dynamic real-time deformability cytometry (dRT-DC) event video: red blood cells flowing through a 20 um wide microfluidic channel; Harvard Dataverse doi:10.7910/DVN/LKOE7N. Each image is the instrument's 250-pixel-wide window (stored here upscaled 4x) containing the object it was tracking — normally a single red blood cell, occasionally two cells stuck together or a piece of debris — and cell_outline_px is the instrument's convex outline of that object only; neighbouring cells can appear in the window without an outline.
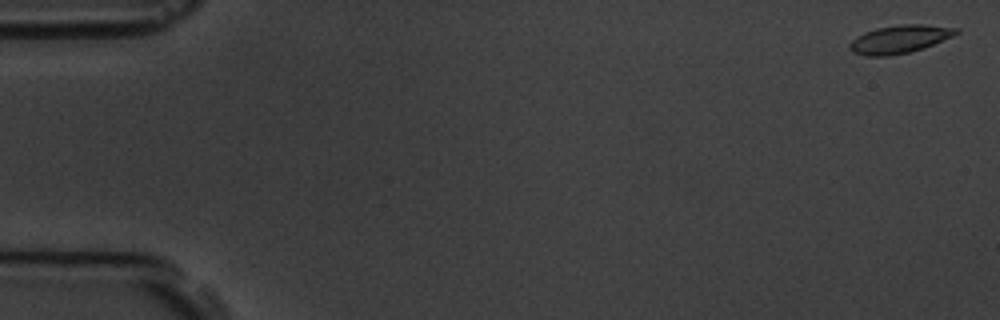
{"species": "common noctule bat (a hibernating species)", "species_latin": "Nyctalus noctula", "temperature_condition": "room temperature", "stored_images_in_passage": 6, "camera_frame_rate_fps": 3000, "um_per_image_px": 0.085, "animal": {"sex": "male", "body_mass_g": 19.5, "forearm_length_mm": 54.6}, "frame": {"image": 1, "passage_image": 1, "time_ms": 0.0, "image_size_px": [1000, 320], "cell_outline_px": [[960, 32], [952, 36], [924, 48], [908, 52], [888, 56], [864, 56], [852, 52], [848, 48], [848, 44], [856, 36], [864, 32], [876, 28], [900, 24], [924, 24], [960, 28]], "centroid_in_image_um": [76.44, 3.32], "position_along_channel_um": 8.6, "area_um2": 17.57}}
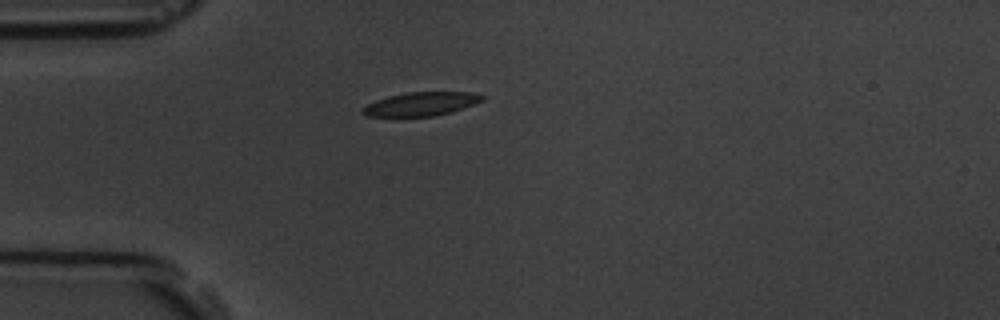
{"frame": {"image": 2, "passage_image": 5, "time_ms": 4.667, "image_size_px": [1000, 320], "cell_outline_px": [[484, 100], [452, 112], [436, 116], [368, 116], [360, 112], [360, 108], [376, 100], [388, 96], [408, 92], [472, 92], [484, 96]], "centroid_in_image_um": [35.78, 8.84], "position_along_channel_um": 49.2, "area_um2": 16.47}}